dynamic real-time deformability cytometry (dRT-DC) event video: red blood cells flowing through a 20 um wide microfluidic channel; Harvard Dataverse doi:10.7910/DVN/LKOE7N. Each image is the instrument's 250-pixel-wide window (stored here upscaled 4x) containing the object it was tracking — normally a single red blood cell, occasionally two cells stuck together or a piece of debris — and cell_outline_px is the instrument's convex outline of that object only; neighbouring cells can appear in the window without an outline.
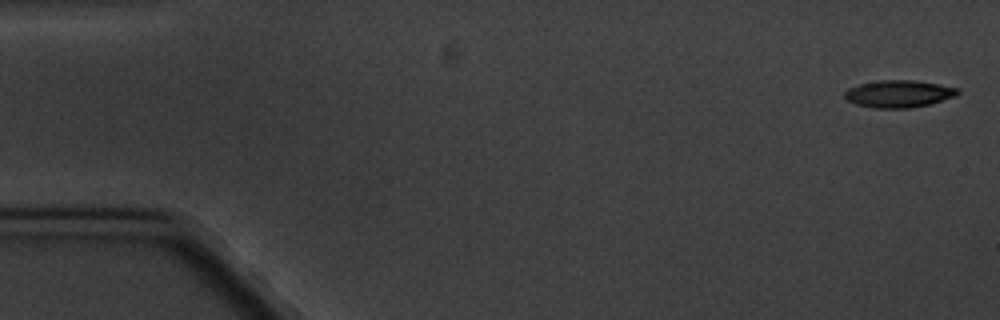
{"species": "common noctule bat (a hibernating species)", "species_latin": "Nyctalus noctula", "temperature_condition": "cold", "stored_images_in_passage": 5, "camera_frame_rate_fps": 3000, "um_per_image_px": 0.085, "animal": {"sex": "male", "body_mass_g": 20.1, "forearm_length_mm": 53.5}, "frame": {"image": 1, "passage_image": 1, "time_ms": 0.0, "image_size_px": [1000, 320], "cell_outline_px": [[960, 92], [956, 96], [928, 104], [908, 108], [876, 108], [856, 104], [848, 100], [844, 96], [844, 92], [848, 88], [860, 84], [880, 80], [916, 80], [940, 84], [956, 88]], "centroid_in_image_um": [76.39, 7.96], "position_along_channel_um": 8.6, "area_um2": 17.8}}
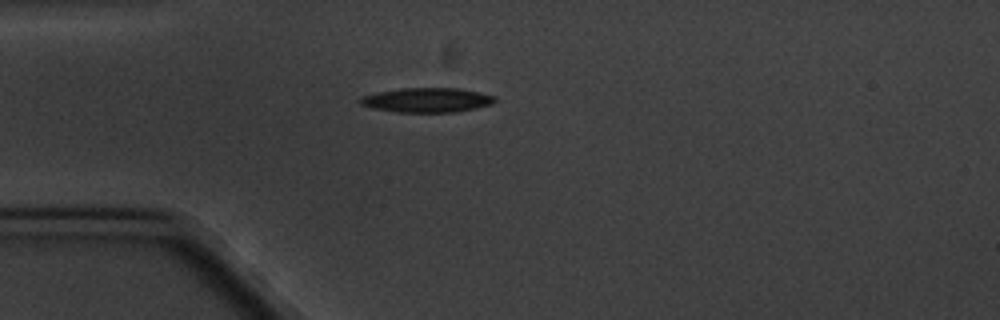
{"frame": {"image": 2, "passage_image": 5, "time_ms": 4.667, "image_size_px": [1000, 320], "cell_outline_px": [[496, 100], [492, 104], [476, 108], [456, 112], [396, 112], [372, 108], [360, 104], [356, 100], [360, 96], [380, 92], [404, 88], [460, 88], [480, 92], [496, 96]], "centroid_in_image_um": [36.29, 8.5], "position_along_channel_um": 48.7, "area_um2": 19.36}}